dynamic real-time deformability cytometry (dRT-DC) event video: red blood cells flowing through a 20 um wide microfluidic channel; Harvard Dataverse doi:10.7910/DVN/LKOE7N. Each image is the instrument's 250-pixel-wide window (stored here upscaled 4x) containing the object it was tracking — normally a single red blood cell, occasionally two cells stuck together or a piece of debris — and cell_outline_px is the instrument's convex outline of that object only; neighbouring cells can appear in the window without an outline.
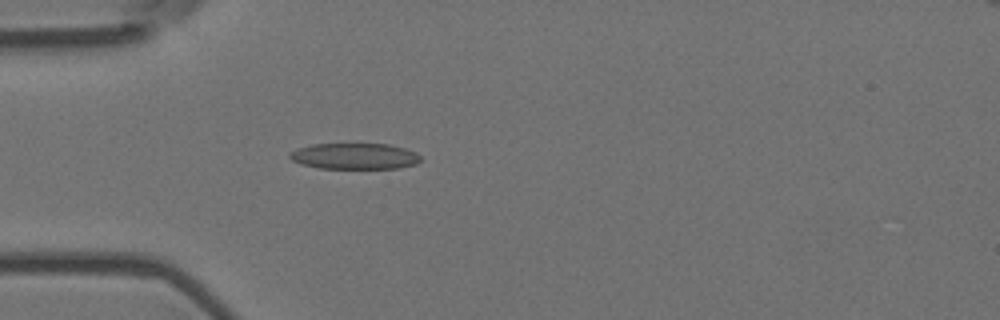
{"species": "Egyptian fruit bat (a non-hibernating species)", "species_latin": "Rousettus aegyptiacus", "temperature_condition": "room temperature", "stored_images_in_passage": 8, "camera_frame_rate_fps": 3000, "um_per_image_px": 0.085, "animal": {"sex": "female"}, "frame": {"image": 1, "passage_image": 1, "time_ms": 0.0, "image_size_px": [1000, 320], "cell_outline_px": [[420, 160], [416, 164], [400, 168], [320, 168], [300, 164], [292, 160], [288, 156], [296, 148], [312, 144], [388, 144], [404, 148], [416, 152], [420, 156]], "centroid_in_image_um": [30.14, 13.27], "position_along_channel_um": 54.9, "area_um2": 19.83}}
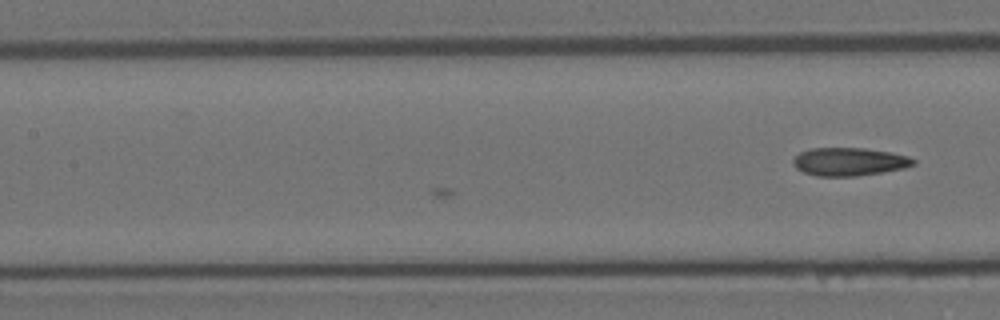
{"frame": {"image": 2, "passage_image": 8, "time_ms": 2.333, "image_size_px": [1000, 320], "cell_outline_px": [[916, 164], [904, 168], [856, 176], [816, 176], [804, 172], [796, 168], [792, 164], [792, 160], [800, 152], [812, 148], [864, 148], [892, 152], [908, 156], [916, 160]], "centroid_in_image_um": [72.19, 13.74], "position_along_channel_um": 135.2, "area_um2": 19.71}}